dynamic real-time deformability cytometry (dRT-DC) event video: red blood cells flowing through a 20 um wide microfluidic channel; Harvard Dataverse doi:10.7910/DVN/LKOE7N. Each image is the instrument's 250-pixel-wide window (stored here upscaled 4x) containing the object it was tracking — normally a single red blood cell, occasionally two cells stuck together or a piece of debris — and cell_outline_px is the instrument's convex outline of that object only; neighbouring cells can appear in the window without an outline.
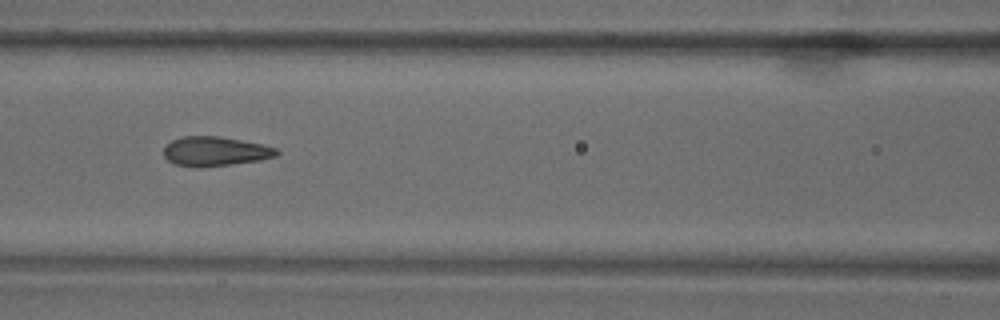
{"species": "common noctule bat (a hibernating species)", "species_latin": "Nyctalus noctula", "temperature_condition": "warm", "stored_images_in_passage": 9, "camera_frame_rate_fps": 3000, "um_per_image_px": 0.085, "animal": {"sex": "male", "body_mass_g": 18.8}, "frame": {"image": 1, "passage_image": 8, "time_ms": 2.333, "image_size_px": [1000, 320], "cell_outline_px": [[280, 152], [276, 156], [260, 160], [232, 164], [196, 168], [176, 164], [168, 160], [164, 156], [164, 148], [172, 140], [184, 136], [220, 136], [260, 144], [276, 148]], "centroid_in_image_um": [18.28, 12.87], "position_along_channel_um": 148.3, "area_um2": 19.25}}
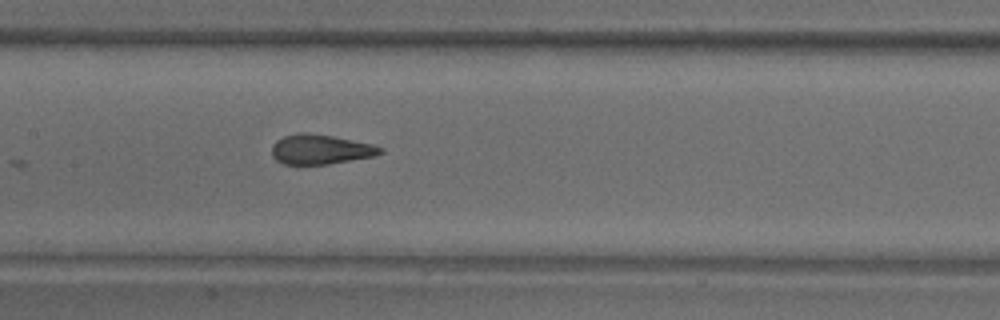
{"frame": {"image": 2, "passage_image": 9, "time_ms": 2.667, "image_size_px": [1000, 320], "cell_outline_px": [[384, 152], [372, 156], [328, 164], [284, 164], [276, 160], [272, 156], [272, 144], [276, 140], [284, 136], [296, 132], [308, 132], [332, 136], [372, 144], [384, 148]], "centroid_in_image_um": [27.2, 12.68], "position_along_channel_um": 180.2, "area_um2": 18.79}}